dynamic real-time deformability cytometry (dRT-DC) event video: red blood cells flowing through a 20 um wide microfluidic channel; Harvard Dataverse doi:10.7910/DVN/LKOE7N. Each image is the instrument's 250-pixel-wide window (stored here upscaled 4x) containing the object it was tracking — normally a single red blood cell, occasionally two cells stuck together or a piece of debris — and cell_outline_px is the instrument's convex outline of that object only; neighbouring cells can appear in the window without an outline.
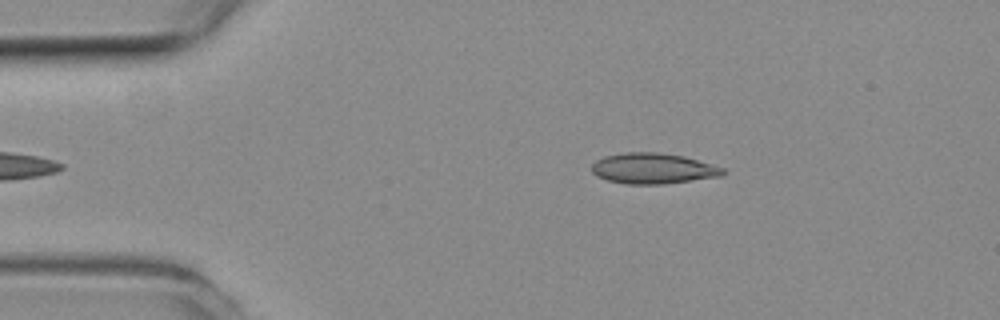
{"species": "common noctule bat (a hibernating species)", "species_latin": "Nyctalus noctula", "temperature_condition": "room temperature", "stored_images_in_passage": 39, "camera_frame_rate_fps": 3000, "um_per_image_px": 0.085, "animal": {"sex": "female", "body_mass_g": 19.3, "forearm_length_mm": 54.1}, "frame": {"image": 1, "passage_image": 3, "time_ms": 0.667, "image_size_px": [1000, 320], "cell_outline_px": [[728, 172], [724, 176], [664, 184], [628, 184], [608, 180], [596, 176], [592, 172], [592, 164], [596, 160], [604, 156], [624, 152], [656, 152], [684, 156], [724, 168]], "centroid_in_image_um": [55.53, 14.32], "position_along_channel_um": 29.5, "area_um2": 23.58}}
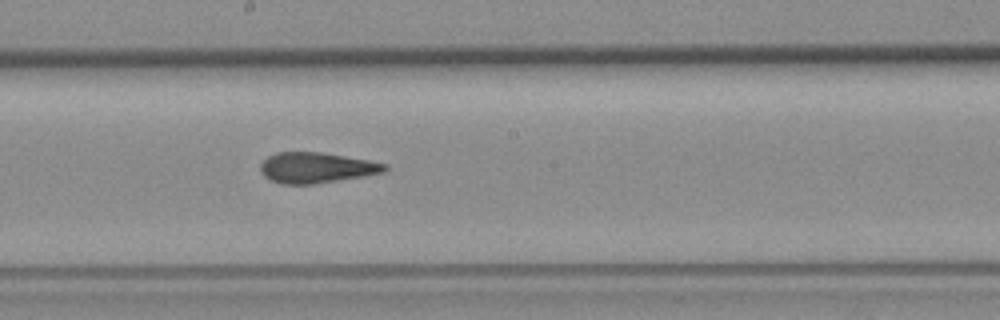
{"frame": {"image": 2, "passage_image": 22, "time_ms": 7.0, "image_size_px": [1000, 320], "cell_outline_px": [[388, 168], [384, 172], [364, 176], [312, 184], [280, 184], [264, 176], [260, 172], [260, 164], [268, 156], [276, 152], [320, 152], [368, 160], [388, 164]], "centroid_in_image_um": [26.87, 14.25], "position_along_channel_um": 221.3, "area_um2": 22.08}}
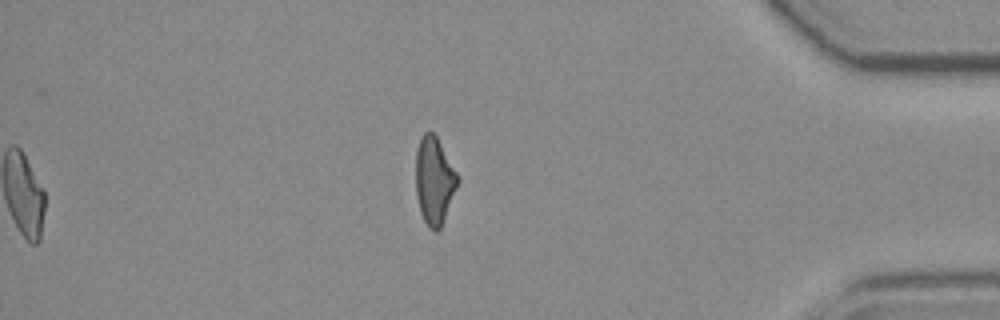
{"frame": {"image": 3, "passage_image": 39, "time_ms": 12.667, "image_size_px": [1000, 320], "cell_outline_px": [[460, 180], [440, 228], [436, 232], [432, 232], [428, 228], [420, 212], [416, 196], [416, 148], [420, 136], [424, 132], [432, 132], [436, 136], [460, 176]], "centroid_in_image_um": [36.91, 15.35], "position_along_channel_um": 398.3, "area_um2": 21.56}, "authors_computed_cell_mechanics": {"area_um2": 22.831, "velocity_mm_per_s": 3.8257, "shape_relaxation_time_tau1_ms": null, "shape_relaxation_time_tau2_ms": 2.1282, "deformation_change_tau1": null, "deformation_change_tau2": 0.0933}}